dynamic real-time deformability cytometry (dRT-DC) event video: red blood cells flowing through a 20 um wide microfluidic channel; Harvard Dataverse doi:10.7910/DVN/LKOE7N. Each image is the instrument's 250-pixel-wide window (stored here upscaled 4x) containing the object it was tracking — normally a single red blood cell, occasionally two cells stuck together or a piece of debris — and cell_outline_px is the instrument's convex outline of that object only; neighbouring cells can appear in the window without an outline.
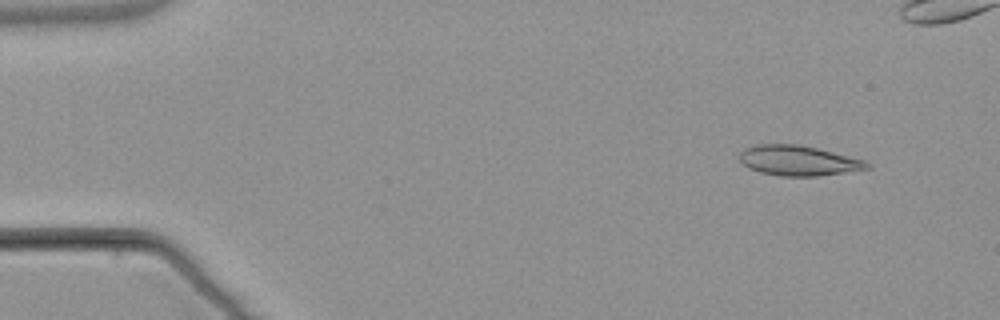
{"species": "common noctule bat (a hibernating species)", "species_latin": "Nyctalus noctula", "temperature_condition": "warm", "stored_images_in_passage": 4, "camera_frame_rate_fps": 3000, "um_per_image_px": 0.085, "animal": {"sex": "male", "body_mass_g": 21.5, "forearm_length_mm": 52.0}, "frame": {"image": 1, "passage_image": 1, "time_ms": 0.0, "image_size_px": [1000, 320], "cell_outline_px": [[872, 168], [816, 176], [780, 176], [760, 172], [748, 168], [740, 160], [740, 152], [744, 148], [756, 144], [800, 144], [864, 160], [872, 164]], "centroid_in_image_um": [67.85, 13.65], "position_along_channel_um": 17.2, "area_um2": 22.31}}